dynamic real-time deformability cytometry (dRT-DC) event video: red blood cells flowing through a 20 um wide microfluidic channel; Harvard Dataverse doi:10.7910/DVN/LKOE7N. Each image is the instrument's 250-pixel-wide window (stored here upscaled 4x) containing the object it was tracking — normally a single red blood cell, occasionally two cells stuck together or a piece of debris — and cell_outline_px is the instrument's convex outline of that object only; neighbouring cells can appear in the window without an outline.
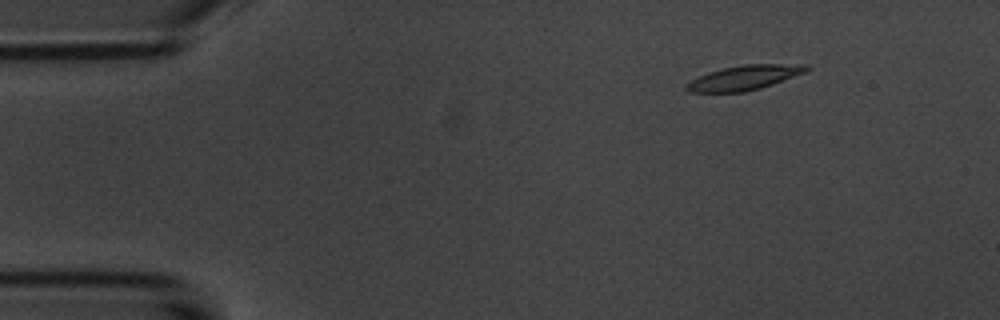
{"species": "common noctule bat (a hibernating species)", "species_latin": "Nyctalus noctula", "temperature_condition": "room temperature", "stored_images_in_passage": 7, "camera_frame_rate_fps": 3000, "um_per_image_px": 0.085, "animal": {"sex": "male", "body_mass_g": 20.1, "forearm_length_mm": 53.5}, "frame": {"image": 1, "passage_image": 2, "time_ms": 1.333, "image_size_px": [1000, 320], "cell_outline_px": [[812, 68], [804, 72], [772, 84], [760, 88], [744, 92], [688, 92], [684, 88], [684, 84], [708, 72], [724, 68], [744, 64], [808, 64]], "centroid_in_image_um": [63.25, 6.6], "position_along_channel_um": 21.7, "area_um2": 17.11}}
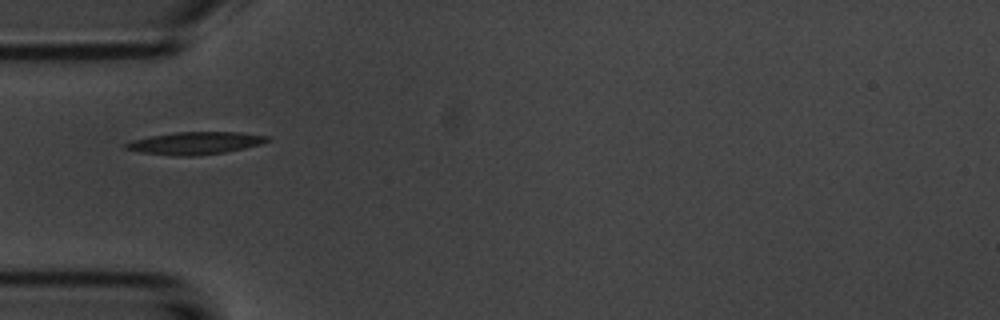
{"frame": {"image": 2, "passage_image": 5, "time_ms": 4.667, "image_size_px": [1000, 320], "cell_outline_px": [[272, 140], [260, 144], [244, 148], [224, 152], [196, 156], [172, 156], [140, 152], [124, 148], [124, 144], [132, 140], [148, 136], [176, 132], [240, 132], [272, 136]], "centroid_in_image_um": [16.61, 12.16], "position_along_channel_um": 68.4, "area_um2": 18.73}}
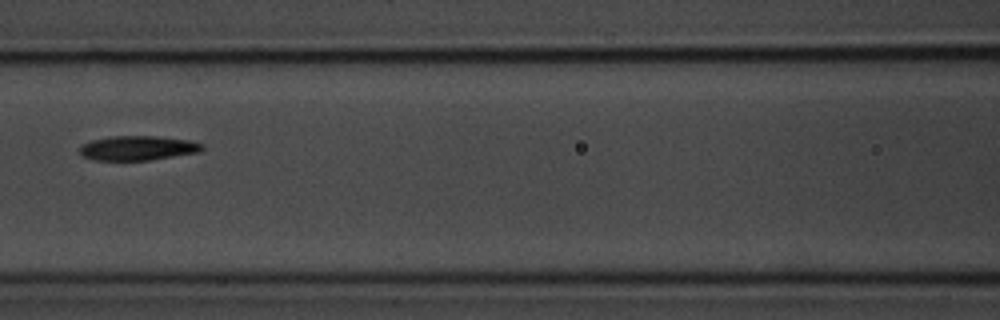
{"frame": {"image": 3, "passage_image": 7, "time_ms": 7.0, "image_size_px": [1000, 320], "cell_outline_px": [[204, 148], [200, 152], [148, 160], [92, 160], [80, 156], [80, 144], [92, 140], [112, 136], [160, 136], [192, 140], [204, 144]], "centroid_in_image_um": [11.72, 12.58], "position_along_channel_um": 154.9, "area_um2": 17.74}}